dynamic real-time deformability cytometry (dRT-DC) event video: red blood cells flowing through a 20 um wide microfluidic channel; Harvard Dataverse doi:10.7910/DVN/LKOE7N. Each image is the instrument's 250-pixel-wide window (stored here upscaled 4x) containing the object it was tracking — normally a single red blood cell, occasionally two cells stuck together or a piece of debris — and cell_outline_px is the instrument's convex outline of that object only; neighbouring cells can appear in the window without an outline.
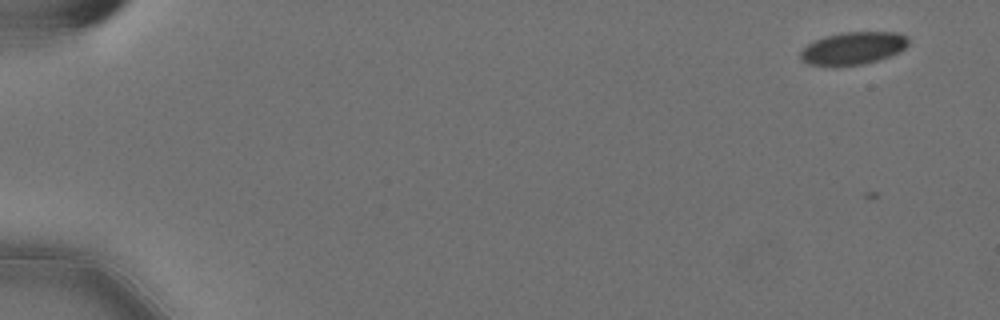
{"species": "Egyptian fruit bat (a non-hibernating species)", "species_latin": "Rousettus aegyptiacus", "temperature_condition": "cold", "stored_images_in_passage": 56, "camera_frame_rate_fps": 3000, "um_per_image_px": 0.085, "animal": {"sex": "female"}, "frame": {"image": 1, "passage_image": 1, "time_ms": 0.0, "image_size_px": [1000, 320], "cell_outline_px": [[908, 44], [900, 52], [864, 64], [836, 68], [832, 68], [808, 64], [800, 60], [800, 52], [808, 44], [816, 40], [828, 36], [844, 32], [896, 32], [908, 36]], "centroid_in_image_um": [72.48, 4.14], "position_along_channel_um": 12.5, "area_um2": 20.81}}
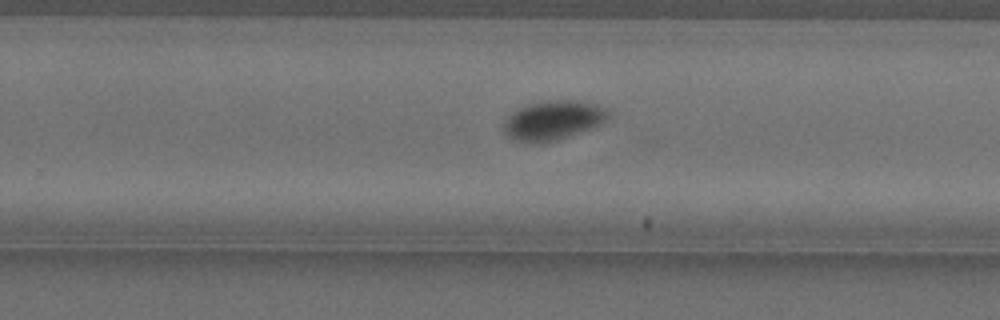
{"frame": {"image": 2, "passage_image": 36, "time_ms": 11.667, "image_size_px": [1000, 320], "cell_outline_px": [[608, 116], [600, 124], [592, 128], [556, 140], [540, 144], [512, 140], [504, 132], [504, 120], [512, 112], [528, 104], [548, 100], [584, 100], [596, 104], [604, 108], [608, 112]], "centroid_in_image_um": [46.98, 10.22], "position_along_channel_um": 282.8, "area_um2": 23.99}}
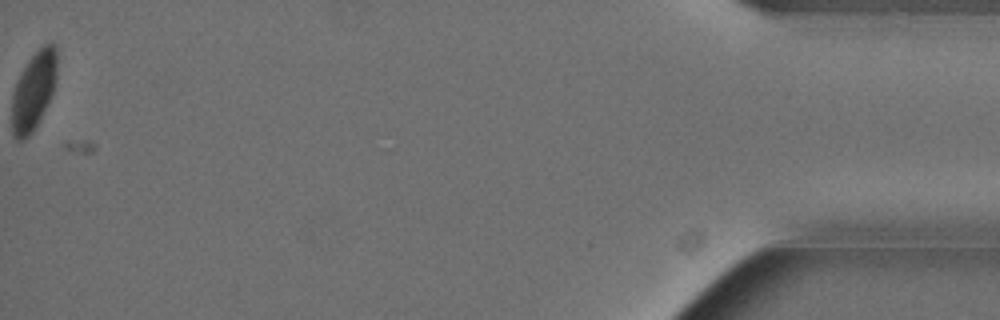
{"frame": {"image": 3, "passage_image": 56, "time_ms": 18.333, "image_size_px": [1000, 320], "cell_outline_px": [[56, 76], [52, 92], [36, 128], [24, 140], [16, 140], [12, 136], [12, 96], [20, 72], [28, 60], [44, 44], [52, 40], [56, 44]], "centroid_in_image_um": [2.84, 7.72], "position_along_channel_um": 432.4, "area_um2": 20.52}, "authors_computed_cell_mechanics": {"area_um2": 22.1663, "velocity_mm_per_s": 3.582, "shape_relaxation_time_tau1_ms": 5.435, "shape_relaxation_time_tau2_ms": null, "deformation_change_tau1": 0.0895, "deformation_change_tau2": null}}